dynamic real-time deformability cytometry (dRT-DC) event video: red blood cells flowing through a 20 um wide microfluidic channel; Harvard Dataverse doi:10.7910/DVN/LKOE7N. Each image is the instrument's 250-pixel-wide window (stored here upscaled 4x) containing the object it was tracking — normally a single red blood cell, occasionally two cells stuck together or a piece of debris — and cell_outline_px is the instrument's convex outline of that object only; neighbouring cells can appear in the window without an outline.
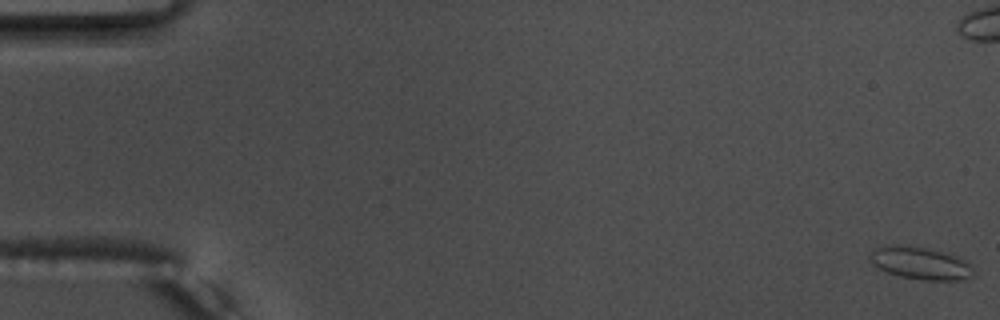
{"species": "common noctule bat (a hibernating species)", "species_latin": "Nyctalus noctula", "temperature_condition": "warm", "stored_images_in_passage": 19, "camera_frame_rate_fps": 3000, "um_per_image_px": 0.085, "animal": {"sex": "male", "body_mass_g": 17.5, "forearm_length_mm": 52.3}, "frame": {"image": 1, "passage_image": 1, "time_ms": 0.0, "image_size_px": [1000, 320], "cell_outline_px": [[972, 276], [964, 280], [924, 280], [900, 276], [888, 272], [872, 264], [868, 256], [876, 248], [896, 244], [924, 248], [956, 256], [964, 260], [972, 268]], "centroid_in_image_um": [78.21, 22.38], "position_along_channel_um": 6.8, "area_um2": 19.13}}